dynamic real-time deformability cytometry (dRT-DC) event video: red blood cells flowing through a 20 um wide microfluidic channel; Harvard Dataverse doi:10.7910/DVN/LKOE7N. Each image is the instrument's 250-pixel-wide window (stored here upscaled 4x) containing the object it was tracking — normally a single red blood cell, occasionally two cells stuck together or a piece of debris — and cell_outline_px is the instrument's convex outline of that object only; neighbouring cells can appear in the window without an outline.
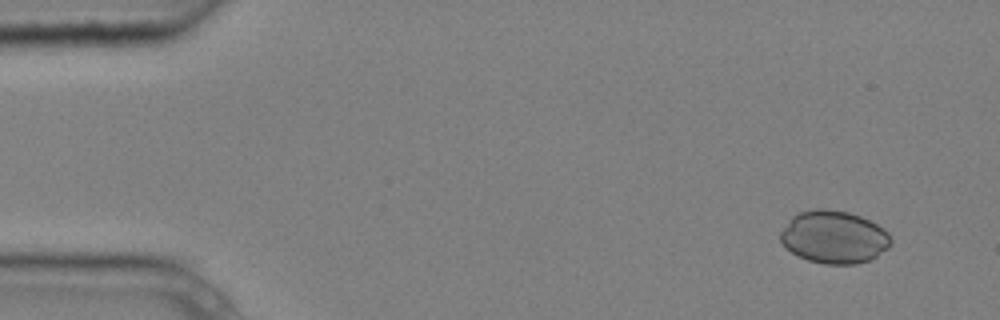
{"species": "common noctule bat (a hibernating species)", "species_latin": "Nyctalus noctula", "temperature_condition": "cold", "stored_images_in_passage": 3, "camera_frame_rate_fps": 3000, "um_per_image_px": 0.085, "animal": {"sex": "male", "body_mass_g": 20.4}, "frame": {"image": 1, "passage_image": 1, "time_ms": 0.0, "image_size_px": [1000, 320], "cell_outline_px": [[892, 244], [888, 248], [876, 256], [868, 260], [856, 264], [824, 264], [808, 260], [796, 256], [780, 240], [780, 232], [792, 216], [800, 212], [816, 208], [824, 208], [848, 212], [860, 216], [884, 228], [888, 232], [892, 240]], "centroid_in_image_um": [70.89, 20.15], "position_along_channel_um": 14.1, "area_um2": 33.93}}